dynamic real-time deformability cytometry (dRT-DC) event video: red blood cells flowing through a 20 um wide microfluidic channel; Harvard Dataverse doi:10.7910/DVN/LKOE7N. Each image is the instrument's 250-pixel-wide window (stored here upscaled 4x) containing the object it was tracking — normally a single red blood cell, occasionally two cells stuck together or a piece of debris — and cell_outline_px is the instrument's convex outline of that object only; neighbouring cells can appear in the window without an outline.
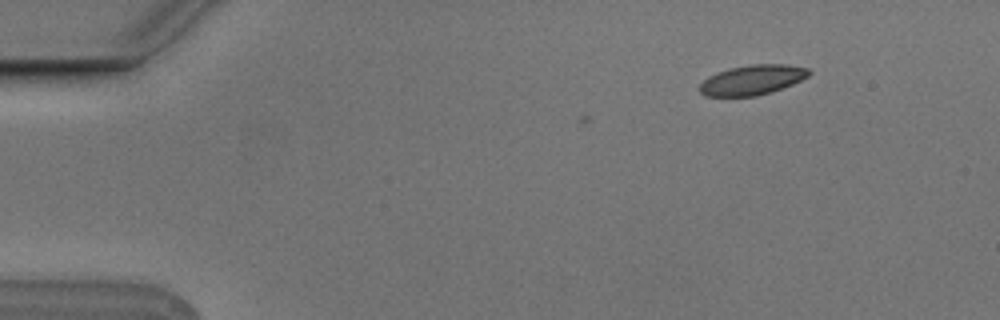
{"species": "Egyptian fruit bat (a non-hibernating species)", "species_latin": "Rousettus aegyptiacus", "temperature_condition": "cold", "stored_images_in_passage": 4, "camera_frame_rate_fps": 3000, "um_per_image_px": 0.085, "animal": {"sex": "male"}, "frame": {"image": 1, "passage_image": 4, "time_ms": 1.0, "image_size_px": [1000, 320], "cell_outline_px": [[812, 72], [808, 76], [792, 84], [772, 92], [756, 96], [704, 96], [700, 92], [700, 84], [708, 76], [716, 72], [728, 68], [752, 64], [788, 64], [808, 68]], "centroid_in_image_um": [63.94, 6.78], "position_along_channel_um": 21.1, "area_um2": 19.13}}